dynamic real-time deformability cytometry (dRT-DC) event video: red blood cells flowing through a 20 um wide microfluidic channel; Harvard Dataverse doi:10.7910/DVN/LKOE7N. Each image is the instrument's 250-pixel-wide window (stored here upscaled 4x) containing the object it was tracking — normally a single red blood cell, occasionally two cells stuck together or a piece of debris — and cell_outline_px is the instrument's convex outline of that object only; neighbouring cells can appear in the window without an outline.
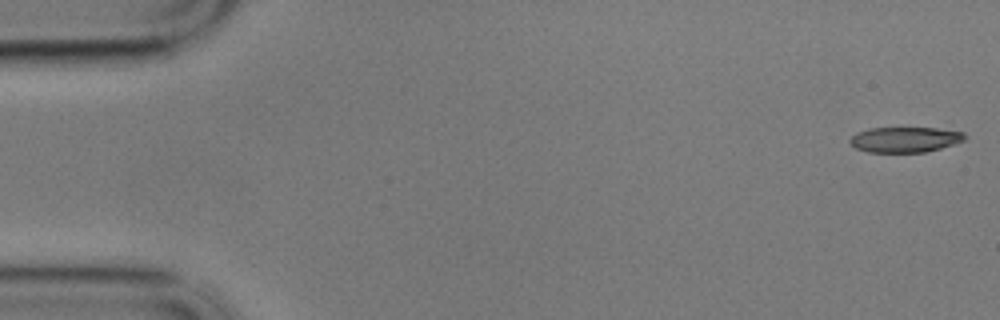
{"species": "common noctule bat (a hibernating species)", "species_latin": "Nyctalus noctula", "temperature_condition": "cold", "stored_images_in_passage": 58, "camera_frame_rate_fps": 3000, "um_per_image_px": 0.085, "animal": {"sex": "male", "body_mass_g": 17.9}, "frame": {"image": 1, "passage_image": 1, "time_ms": 0.0, "image_size_px": [1000, 320], "cell_outline_px": [[968, 136], [964, 140], [940, 148], [924, 152], [868, 152], [856, 148], [848, 140], [856, 132], [868, 128], [936, 128], [964, 132]], "centroid_in_image_um": [76.91, 11.85], "position_along_channel_um": 8.1, "area_um2": 16.94}}
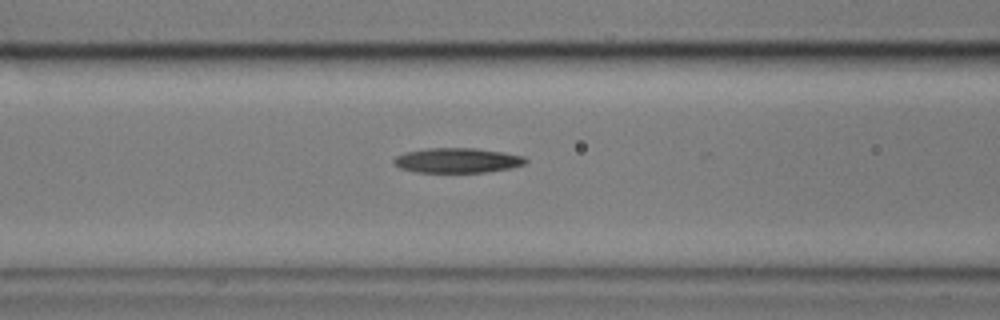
{"frame": {"image": 2, "passage_image": 23, "time_ms": 7.333, "image_size_px": [1000, 320], "cell_outline_px": [[528, 160], [524, 164], [512, 168], [488, 172], [416, 172], [400, 168], [392, 160], [396, 156], [404, 152], [428, 148], [476, 148], [504, 152], [524, 156]], "centroid_in_image_um": [38.89, 13.63], "position_along_channel_um": 127.7, "area_um2": 19.19}}
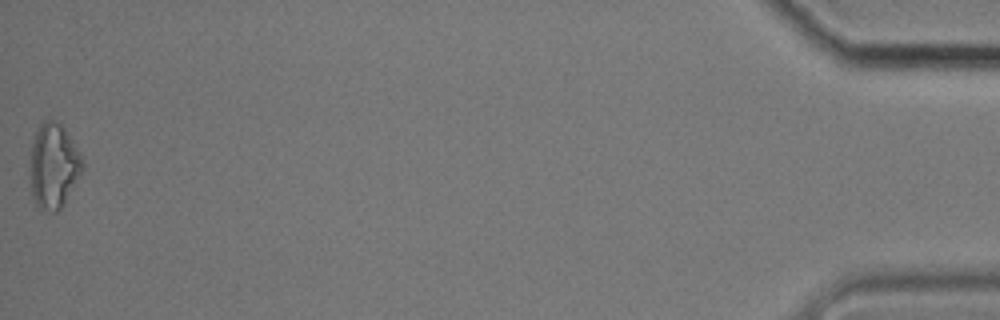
{"frame": {"image": 3, "passage_image": 58, "time_ms": 19.0, "image_size_px": [1000, 320], "cell_outline_px": [[84, 164], [80, 172], [60, 208], [56, 212], [52, 212], [40, 208], [36, 204], [32, 192], [32, 144], [36, 132], [40, 124], [44, 120], [52, 120], [60, 124], [64, 128], [80, 156]], "centroid_in_image_um": [4.54, 14.08], "position_along_channel_um": 430.7, "area_um2": 24.51}, "authors_computed_cell_mechanics": {"area_um2": 19.3052, "velocity_mm_per_s": 3.4194, "shape_relaxation_time_tau1_ms": 5.0033, "shape_relaxation_time_tau2_ms": 9.7431, "deformation_change_tau1": 0.1227, "deformation_change_tau2": 0.2396}}